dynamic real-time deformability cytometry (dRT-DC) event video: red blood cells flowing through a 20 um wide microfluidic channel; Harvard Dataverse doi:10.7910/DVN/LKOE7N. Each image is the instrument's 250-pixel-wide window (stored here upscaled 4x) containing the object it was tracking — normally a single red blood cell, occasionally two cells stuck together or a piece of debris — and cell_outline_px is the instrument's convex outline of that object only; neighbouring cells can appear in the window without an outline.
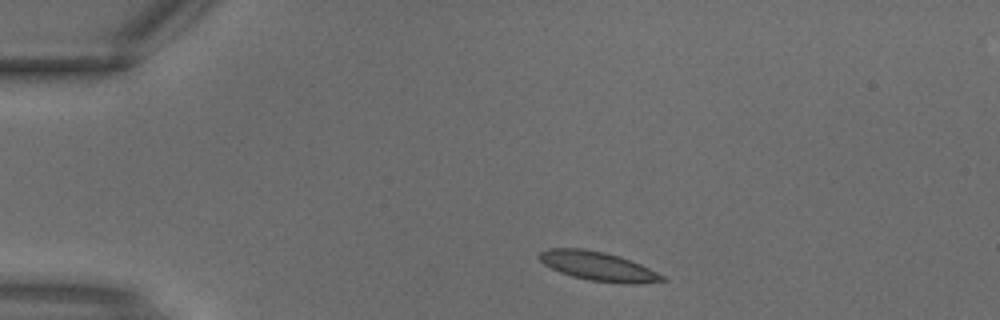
{"species": "common noctule bat (a hibernating species)", "species_latin": "Nyctalus noctula", "temperature_condition": "warm", "stored_images_in_passage": 2, "camera_frame_rate_fps": 3000, "um_per_image_px": 0.085, "animal": {"sex": "male", "body_mass_g": 18.8}, "frame": {"image": 1, "passage_image": 1, "time_ms": 0.0, "image_size_px": [1000, 320], "cell_outline_px": [[668, 280], [636, 284], [624, 284], [588, 280], [572, 276], [560, 272], [544, 264], [540, 260], [540, 252], [548, 248], [584, 248], [604, 252], [620, 256], [632, 260], [664, 276]], "centroid_in_image_um": [50.85, 22.63], "position_along_channel_um": 34.1, "area_um2": 20.81}}